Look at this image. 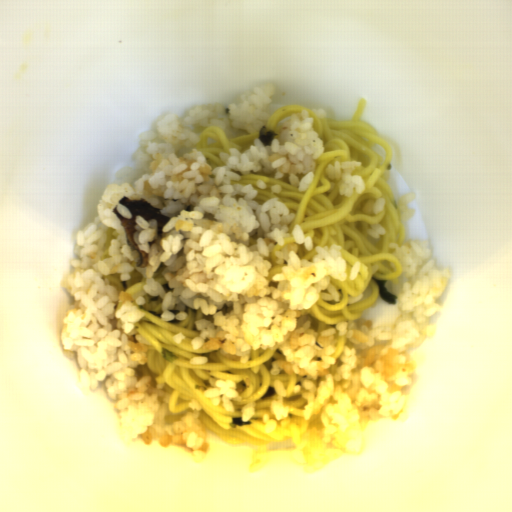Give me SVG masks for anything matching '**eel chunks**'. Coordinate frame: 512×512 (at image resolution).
<instances>
[{
	"mask_svg": "<svg viewBox=\"0 0 512 512\" xmlns=\"http://www.w3.org/2000/svg\"><path fill=\"white\" fill-rule=\"evenodd\" d=\"M119 204L125 206L131 213L132 217L127 218L120 215L116 209H113V213L121 220V225L123 226L126 235L133 245V247L140 253L142 262L139 267H147L150 262L149 255L146 251H143L139 248V244L135 242L134 234L136 232V217L141 216L146 221L155 220L156 222V236L162 237L163 228L166 224L169 223L170 218L165 216L161 210L162 208L152 206L148 200L144 199H128L122 197L119 200Z\"/></svg>",
	"mask_w": 512,
	"mask_h": 512,
	"instance_id": "obj_1",
	"label": "eel chunks"
}]
</instances>
